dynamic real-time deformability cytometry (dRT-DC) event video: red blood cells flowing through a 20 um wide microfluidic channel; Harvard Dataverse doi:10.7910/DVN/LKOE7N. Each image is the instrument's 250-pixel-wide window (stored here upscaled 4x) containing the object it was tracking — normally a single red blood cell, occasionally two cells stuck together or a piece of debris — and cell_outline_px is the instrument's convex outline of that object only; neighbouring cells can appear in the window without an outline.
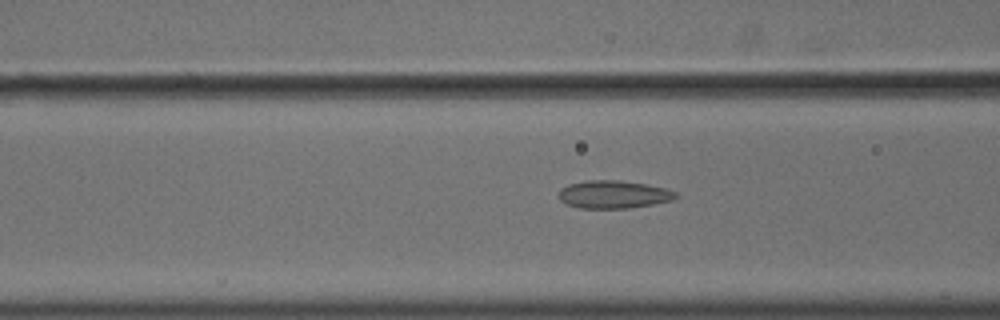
{"species": "common noctule bat (a hibernating species)", "species_latin": "Nyctalus noctula", "temperature_condition": "cold", "stored_images_in_passage": 56, "camera_frame_rate_fps": 3000, "um_per_image_px": 0.085, "animal": {"sex": "male", "body_mass_g": 18.8}, "frame": {"image": 1, "passage_image": 23, "time_ms": 7.333, "image_size_px": [1000, 320], "cell_outline_px": [[680, 196], [672, 200], [632, 208], [580, 208], [568, 204], [560, 200], [556, 196], [560, 188], [568, 184], [584, 180], [620, 180], [648, 184], [668, 188], [676, 192]], "centroid_in_image_um": [52.15, 16.51], "position_along_channel_um": 114.4, "area_um2": 19.36}}
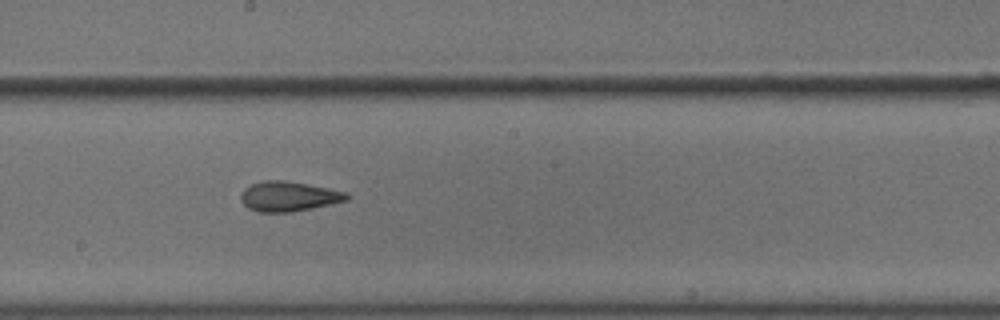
{"frame": {"image": 2, "passage_image": 32, "time_ms": 10.333, "image_size_px": [1000, 320], "cell_outline_px": [[348, 200], [312, 208], [292, 212], [260, 212], [248, 208], [240, 200], [240, 196], [244, 188], [252, 184], [264, 180], [284, 180], [308, 184], [348, 192]], "centroid_in_image_um": [24.52, 16.69], "position_along_channel_um": 223.7, "area_um2": 18.44}}
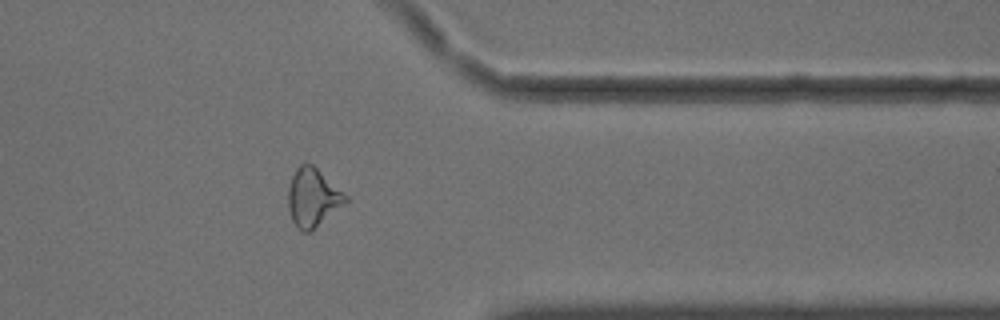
{"frame": {"image": 3, "passage_image": 46, "time_ms": 15.0, "image_size_px": [1000, 320], "cell_outline_px": [[348, 200], [344, 204], [308, 232], [304, 232], [292, 220], [288, 208], [288, 188], [292, 176], [296, 168], [300, 164], [312, 164], [348, 196]], "centroid_in_image_um": [26.57, 16.76], "position_along_channel_um": 384.8, "area_um2": 18.96}, "authors_computed_cell_mechanics": {"area_um2": 19.5364, "velocity_mm_per_s": 3.6251, "shape_relaxation_time_tau1_ms": null, "shape_relaxation_time_tau2_ms": 2.5263, "deformation_change_tau1": null, "deformation_change_tau2": 0.1018}}